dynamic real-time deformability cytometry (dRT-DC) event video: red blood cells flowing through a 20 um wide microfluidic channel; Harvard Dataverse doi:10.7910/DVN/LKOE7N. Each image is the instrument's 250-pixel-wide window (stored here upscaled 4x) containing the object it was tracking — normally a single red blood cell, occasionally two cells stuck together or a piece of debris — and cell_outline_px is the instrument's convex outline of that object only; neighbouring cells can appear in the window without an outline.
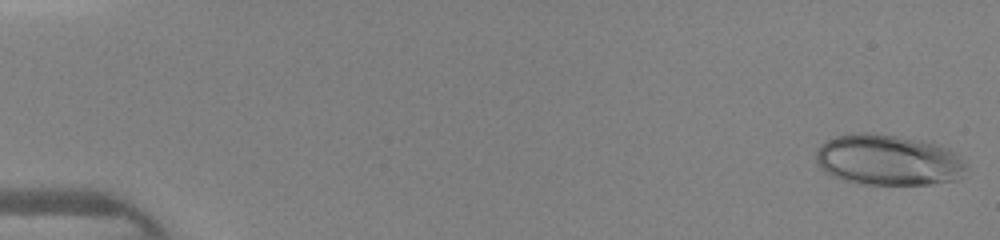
{"species": "human", "species_latin": "Homo sapiens", "temperature_condition": "warm", "stored_images_in_passage": 45, "camera_frame_rate_fps": 3000, "um_per_image_px": 0.085, "donor": {"sex": "female"}, "frame": {"image": 1, "passage_image": 1, "time_ms": 0.0, "image_size_px": [1000, 240], "cell_outline_px": [[964, 168], [960, 176], [956, 180], [932, 184], [864, 184], [844, 180], [832, 176], [816, 164], [816, 148], [820, 144], [836, 136], [860, 132], [868, 132], [924, 140], [948, 148], [956, 152], [960, 156], [964, 164]], "centroid_in_image_um": [75.47, 13.59], "position_along_channel_um": 9.5, "area_um2": 44.45}}
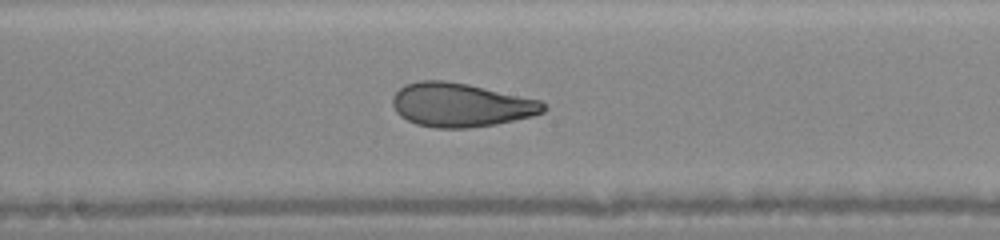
{"frame": {"image": 2, "passage_image": 25, "time_ms": 8.0, "image_size_px": [1000, 240], "cell_outline_px": [[548, 108], [544, 112], [532, 116], [496, 124], [468, 128], [436, 128], [416, 124], [400, 116], [396, 112], [392, 104], [392, 96], [404, 84], [420, 80], [444, 80], [468, 84], [540, 100]], "centroid_in_image_um": [39.14, 8.92], "position_along_channel_um": 209.1, "area_um2": 38.61}}
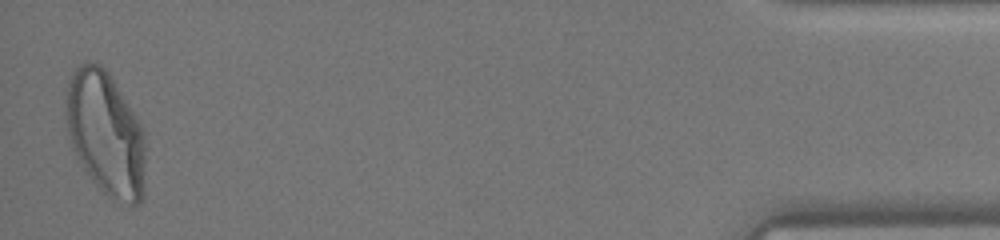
{"frame": {"image": 3, "passage_image": 45, "time_ms": 14.667, "image_size_px": [1000, 240], "cell_outline_px": [[144, 192], [140, 204], [132, 208], [104, 192], [100, 188], [84, 168], [72, 144], [68, 132], [64, 112], [68, 84], [72, 72], [80, 64], [88, 60], [92, 60], [100, 64], [108, 72], [140, 124], [144, 132]], "centroid_in_image_um": [8.98, 11.34], "position_along_channel_um": 426.2, "area_um2": 56.99}}